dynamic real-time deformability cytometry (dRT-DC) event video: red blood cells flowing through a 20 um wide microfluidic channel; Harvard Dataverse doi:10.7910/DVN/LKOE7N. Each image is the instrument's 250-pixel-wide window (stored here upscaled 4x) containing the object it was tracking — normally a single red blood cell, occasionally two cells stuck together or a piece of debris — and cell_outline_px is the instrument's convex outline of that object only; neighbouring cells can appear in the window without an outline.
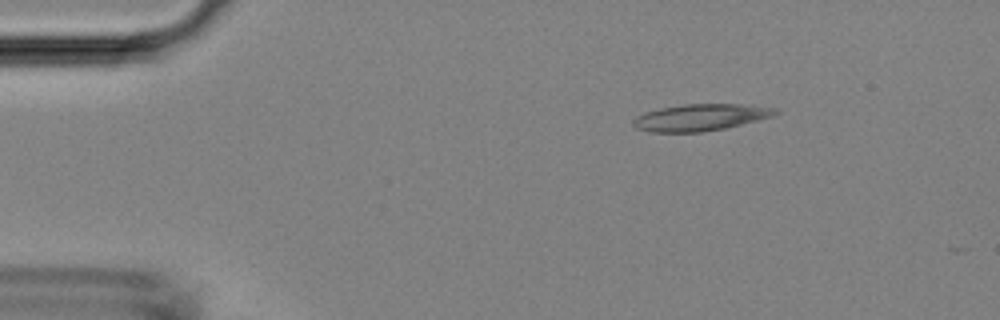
{"species": "Egyptian fruit bat (a non-hibernating species)", "species_latin": "Rousettus aegyptiacus", "temperature_condition": "room temperature", "stored_images_in_passage": 3, "camera_frame_rate_fps": 3000, "um_per_image_px": 0.085, "animal": {"sex": "female"}, "frame": {"image": 1, "passage_image": 2, "time_ms": 0.333, "image_size_px": [1000, 320], "cell_outline_px": [[780, 112], [772, 116], [724, 128], [704, 132], [648, 132], [636, 128], [632, 124], [632, 120], [636, 116], [644, 112], [660, 108], [684, 104], [740, 104], [780, 108]], "centroid_in_image_um": [59.51, 9.97], "position_along_channel_um": 25.5, "area_um2": 22.2}}